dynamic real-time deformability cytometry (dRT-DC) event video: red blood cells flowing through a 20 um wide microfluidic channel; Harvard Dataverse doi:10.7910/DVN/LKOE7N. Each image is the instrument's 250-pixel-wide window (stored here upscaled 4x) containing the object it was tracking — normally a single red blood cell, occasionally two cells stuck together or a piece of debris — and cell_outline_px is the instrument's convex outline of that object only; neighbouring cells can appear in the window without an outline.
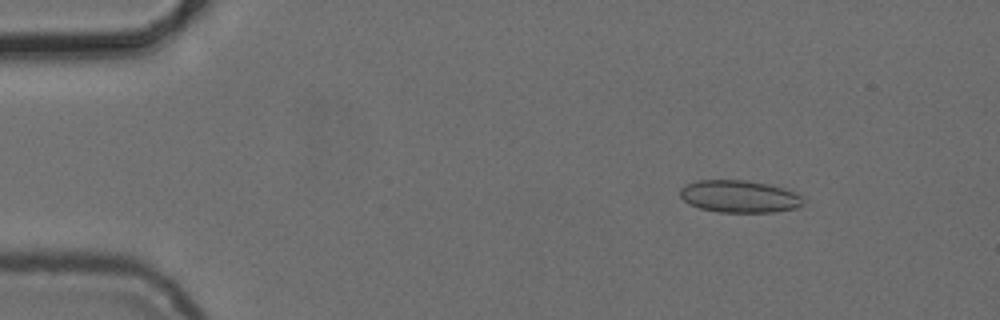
{"species": "common noctule bat (a hibernating species)", "species_latin": "Nyctalus noctula", "temperature_condition": "cold", "stored_images_in_passage": 5, "camera_frame_rate_fps": 3000, "um_per_image_px": 0.085, "animal": {"sex": "female", "body_mass_g": 24.6, "forearm_length_mm": 56.2}, "frame": {"image": 1, "passage_image": 2, "time_ms": 2.0, "image_size_px": [1000, 320], "cell_outline_px": [[804, 204], [796, 208], [772, 212], [720, 212], [700, 208], [684, 200], [680, 196], [680, 188], [696, 180], [744, 180], [768, 184], [784, 188], [800, 196], [804, 200]], "centroid_in_image_um": [62.85, 16.69], "position_along_channel_um": 22.2, "area_um2": 22.95}}
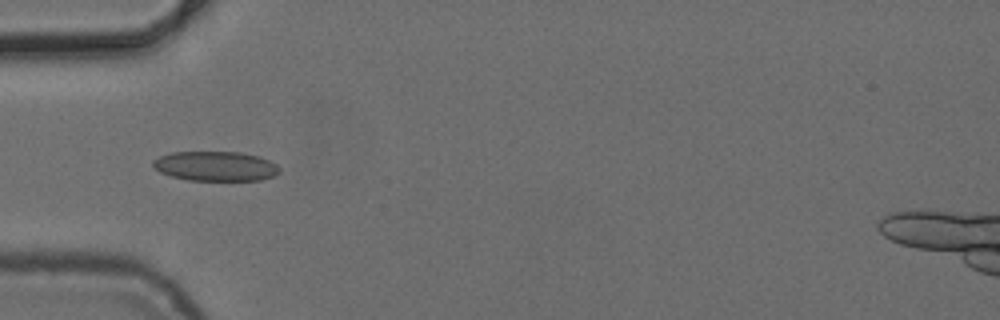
{"frame": {"image": 2, "passage_image": 4, "time_ms": 5.333, "image_size_px": [1000, 320], "cell_outline_px": [[280, 172], [276, 176], [260, 180], [188, 180], [172, 176], [160, 172], [152, 164], [152, 160], [160, 156], [172, 152], [240, 152], [260, 156], [276, 164], [280, 168]], "centroid_in_image_um": [18.35, 14.12], "position_along_channel_um": 66.6, "area_um2": 21.91}}